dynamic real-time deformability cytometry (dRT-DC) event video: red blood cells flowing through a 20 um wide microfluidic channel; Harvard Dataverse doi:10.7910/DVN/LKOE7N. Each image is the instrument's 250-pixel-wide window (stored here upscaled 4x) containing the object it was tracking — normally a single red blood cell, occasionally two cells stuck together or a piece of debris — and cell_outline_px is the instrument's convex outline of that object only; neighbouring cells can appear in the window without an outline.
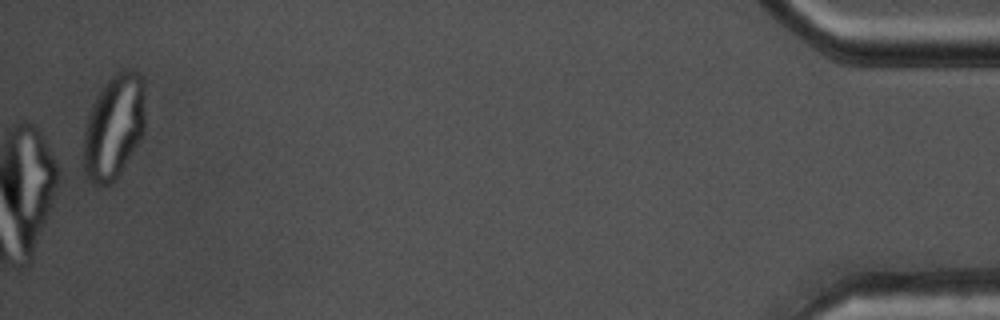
{"species": "common noctule bat (a hibernating species)", "species_latin": "Nyctalus noctula", "temperature_condition": "warm", "stored_images_in_passage": 37, "camera_frame_rate_fps": 3000, "um_per_image_px": 0.085, "animal": {"sex": "male", "body_mass_g": 17.5, "forearm_length_mm": 52.3}, "frame": {"image": 1, "passage_image": 37, "time_ms": 12.0, "image_size_px": [1000, 320], "cell_outline_px": [[144, 132], [116, 176], [108, 184], [100, 184], [92, 180], [84, 172], [84, 124], [104, 84], [116, 72], [124, 68], [128, 68], [136, 72], [144, 80]], "centroid_in_image_um": [9.69, 10.69], "position_along_channel_um": 425.5, "area_um2": 36.65}}